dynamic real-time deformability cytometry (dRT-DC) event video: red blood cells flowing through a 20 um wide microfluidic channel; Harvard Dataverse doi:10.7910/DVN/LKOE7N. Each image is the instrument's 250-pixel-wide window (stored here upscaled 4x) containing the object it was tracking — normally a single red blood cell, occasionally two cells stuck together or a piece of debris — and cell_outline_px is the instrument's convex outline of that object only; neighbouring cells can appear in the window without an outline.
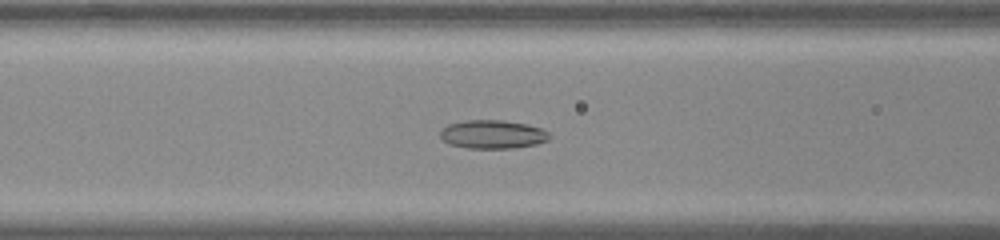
{"species": "common noctule bat (a hibernating species)", "species_latin": "Nyctalus noctula", "temperature_condition": "room temperature", "stored_images_in_passage": 46, "camera_frame_rate_fps": 3000, "um_per_image_px": 0.085, "animal": {"sex": "male", "body_mass_g": 20.0, "forearm_length_mm": 53.3}, "frame": {"image": 1, "passage_image": 24, "time_ms": 7.667, "image_size_px": [1000, 240], "cell_outline_px": [[552, 136], [548, 140], [536, 144], [512, 148], [468, 148], [452, 144], [444, 140], [440, 136], [440, 132], [448, 124], [464, 120], [500, 120], [528, 124], [540, 128], [548, 132]], "centroid_in_image_um": [41.9, 11.41], "position_along_channel_um": 124.7, "area_um2": 18.03}}
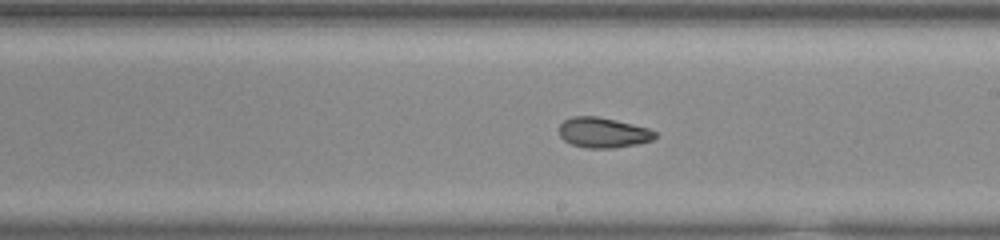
{"frame": {"image": 2, "passage_image": 33, "time_ms": 10.667, "image_size_px": [1000, 240], "cell_outline_px": [[656, 136], [652, 140], [636, 144], [612, 148], [588, 148], [572, 144], [564, 140], [560, 136], [560, 124], [564, 120], [572, 116], [596, 116], [616, 120], [648, 128], [656, 132]], "centroid_in_image_um": [51.25, 11.26], "position_along_channel_um": 237.7, "area_um2": 16.76}}
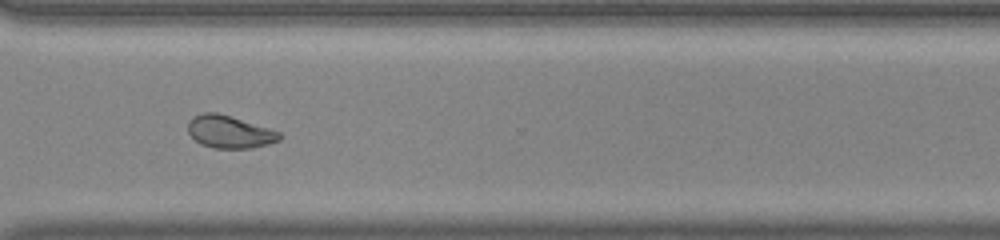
{"frame": {"image": 3, "passage_image": 42, "time_ms": 13.667, "image_size_px": [1000, 240], "cell_outline_px": [[284, 136], [280, 140], [268, 144], [252, 148], [212, 148], [200, 144], [188, 132], [188, 124], [192, 116], [204, 112], [216, 112], [268, 128], [280, 132]], "centroid_in_image_um": [19.51, 11.22], "position_along_channel_um": 351.1, "area_um2": 17.28}}